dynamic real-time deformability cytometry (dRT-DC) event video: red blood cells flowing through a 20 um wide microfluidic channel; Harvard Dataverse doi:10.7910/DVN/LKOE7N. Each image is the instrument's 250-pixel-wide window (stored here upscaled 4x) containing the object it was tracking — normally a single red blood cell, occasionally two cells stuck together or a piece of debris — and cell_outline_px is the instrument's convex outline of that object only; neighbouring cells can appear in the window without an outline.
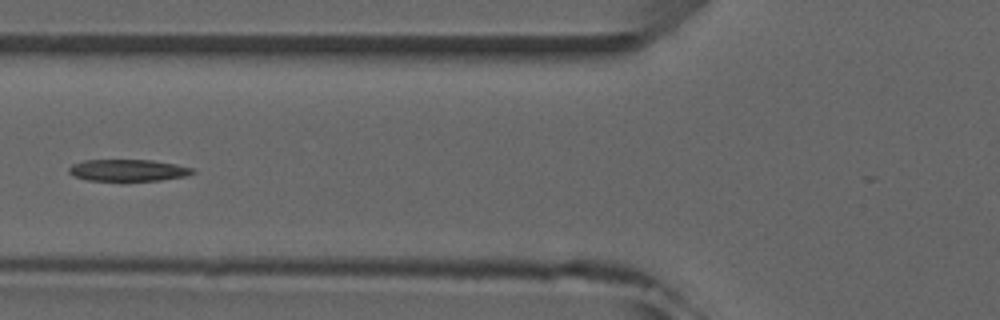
{"species": "common noctule bat (a hibernating species)", "species_latin": "Nyctalus noctula", "temperature_condition": "room temperature", "stored_images_in_passage": 6, "camera_frame_rate_fps": 3000, "um_per_image_px": 0.085, "animal": {"sex": "male", "forearm_length_mm": 52.5}, "frame": {"image": 1, "passage_image": 6, "time_ms": 6.333, "image_size_px": [1000, 320], "cell_outline_px": [[196, 172], [184, 176], [160, 180], [88, 180], [76, 176], [68, 172], [68, 168], [72, 164], [84, 160], [152, 160], [176, 164], [192, 168]], "centroid_in_image_um": [10.88, 14.46], "position_along_channel_um": 114.9, "area_um2": 15.43}}